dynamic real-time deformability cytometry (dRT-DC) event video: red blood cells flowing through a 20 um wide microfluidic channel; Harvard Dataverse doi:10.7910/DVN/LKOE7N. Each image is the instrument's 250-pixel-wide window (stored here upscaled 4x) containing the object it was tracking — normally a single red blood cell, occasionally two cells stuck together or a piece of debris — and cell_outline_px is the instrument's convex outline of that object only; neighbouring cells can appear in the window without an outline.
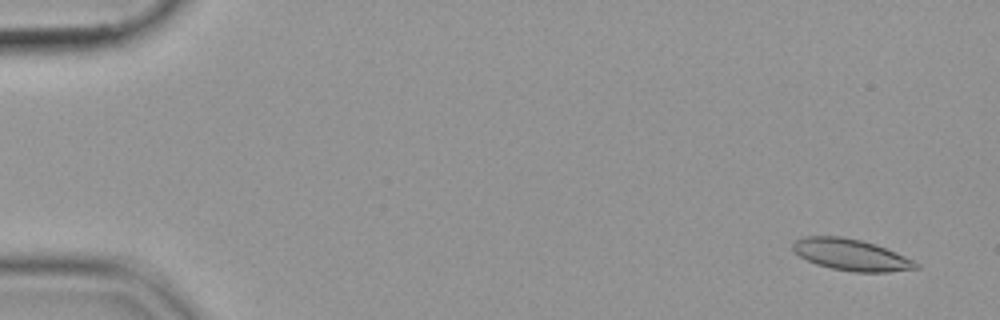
{"species": "common noctule bat (a hibernating species)", "species_latin": "Nyctalus noctula", "temperature_condition": "cold", "stored_images_in_passage": 55, "camera_frame_rate_fps": 3000, "um_per_image_px": 0.085, "animal": {"sex": "female", "body_mass_g": 19.9}, "frame": {"image": 1, "passage_image": 3, "time_ms": 0.667, "image_size_px": [1000, 320], "cell_outline_px": [[920, 268], [888, 272], [852, 272], [832, 268], [816, 264], [800, 256], [792, 248], [792, 244], [796, 240], [804, 236], [840, 236], [860, 240], [876, 244], [896, 252], [920, 264]], "centroid_in_image_um": [72.36, 21.66], "position_along_channel_um": 12.6, "area_um2": 22.48}}
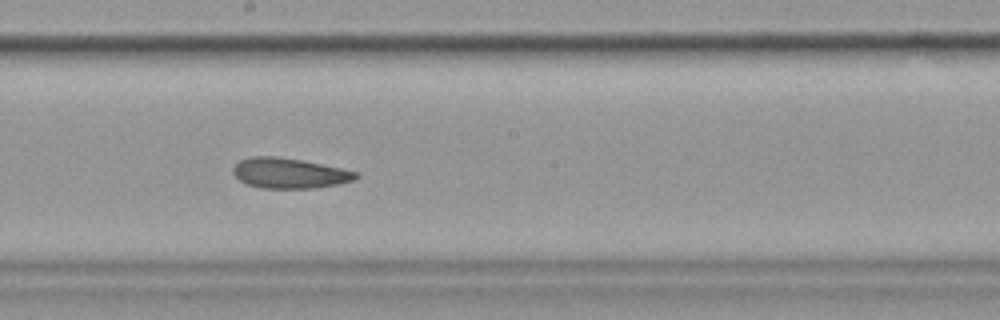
{"frame": {"image": 2, "passage_image": 31, "time_ms": 10.0, "image_size_px": [1000, 320], "cell_outline_px": [[360, 176], [356, 180], [340, 184], [316, 188], [260, 188], [248, 184], [240, 180], [232, 172], [232, 168], [240, 160], [252, 156], [276, 156], [300, 160], [360, 172]], "centroid_in_image_um": [24.63, 14.73], "position_along_channel_um": 223.6, "area_um2": 21.73}}
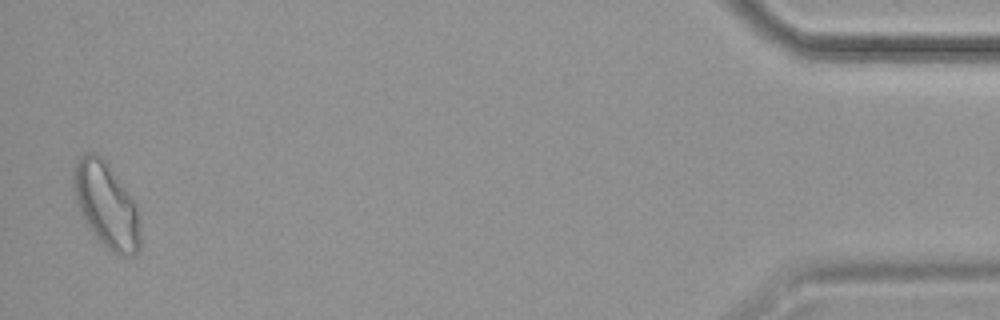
{"frame": {"image": 3, "passage_image": 54, "time_ms": 17.667, "image_size_px": [1000, 320], "cell_outline_px": [[140, 248], [132, 256], [120, 256], [112, 252], [88, 228], [80, 216], [72, 184], [72, 172], [80, 156], [84, 152], [96, 152], [104, 160], [136, 200], [140, 232]], "centroid_in_image_um": [9.03, 17.42], "position_along_channel_um": 426.2, "area_um2": 33.47}}